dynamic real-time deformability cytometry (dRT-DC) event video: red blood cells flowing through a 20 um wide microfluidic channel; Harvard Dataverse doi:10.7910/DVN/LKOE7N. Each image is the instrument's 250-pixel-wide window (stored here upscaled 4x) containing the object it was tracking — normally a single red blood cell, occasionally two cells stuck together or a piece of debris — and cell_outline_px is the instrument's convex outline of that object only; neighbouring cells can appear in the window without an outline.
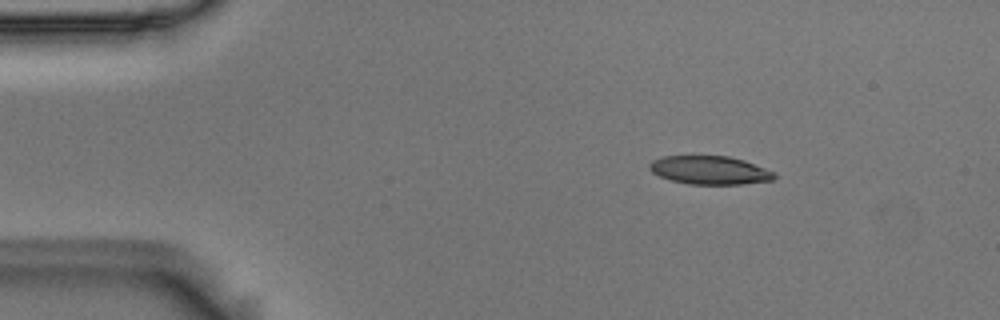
{"species": "Egyptian fruit bat (a non-hibernating species)", "species_latin": "Rousettus aegyptiacus", "temperature_condition": "room temperature", "stored_images_in_passage": 4, "camera_frame_rate_fps": 3000, "um_per_image_px": 0.085, "animal": {"sex": "male"}, "frame": {"image": 1, "passage_image": 2, "time_ms": 0.333, "image_size_px": [1000, 320], "cell_outline_px": [[776, 176], [772, 180], [740, 184], [688, 184], [672, 180], [660, 176], [652, 172], [648, 168], [648, 164], [652, 160], [664, 156], [728, 156], [744, 160], [776, 172]], "centroid_in_image_um": [60.32, 14.46], "position_along_channel_um": 24.7, "area_um2": 20.63}}